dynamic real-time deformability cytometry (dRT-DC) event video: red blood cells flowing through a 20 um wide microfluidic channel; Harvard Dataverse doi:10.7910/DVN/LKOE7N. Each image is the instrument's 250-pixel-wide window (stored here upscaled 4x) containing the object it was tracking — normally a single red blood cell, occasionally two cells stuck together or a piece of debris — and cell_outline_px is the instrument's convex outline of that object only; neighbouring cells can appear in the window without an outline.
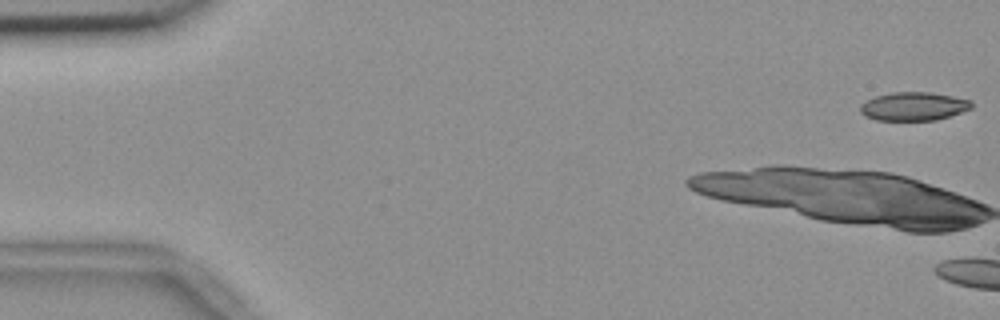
{"species": "common noctule bat (a hibernating species)", "species_latin": "Nyctalus noctula", "temperature_condition": "room temperature", "stored_images_in_passage": 8, "camera_frame_rate_fps": 3000, "um_per_image_px": 0.085, "animal": {"sex": "female", "body_mass_g": 18.4}, "frame": {"image": 1, "passage_image": 1, "time_ms": 0.0, "image_size_px": [1000, 320], "cell_outline_px": [[972, 108], [936, 120], [876, 120], [864, 116], [860, 112], [860, 104], [876, 96], [892, 92], [928, 92], [952, 96], [972, 100]], "centroid_in_image_um": [77.64, 9.04], "position_along_channel_um": 7.4, "area_um2": 18.38}}